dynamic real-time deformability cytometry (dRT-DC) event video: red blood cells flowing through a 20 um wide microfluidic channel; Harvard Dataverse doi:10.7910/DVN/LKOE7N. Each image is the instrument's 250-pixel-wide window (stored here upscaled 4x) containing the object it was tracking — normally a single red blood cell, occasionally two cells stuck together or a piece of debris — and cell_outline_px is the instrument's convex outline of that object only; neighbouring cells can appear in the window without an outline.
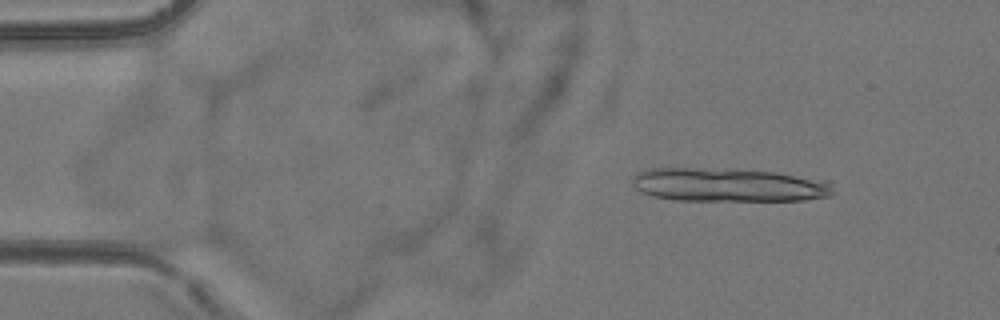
{"species": "common noctule bat (a hibernating species)", "species_latin": "Nyctalus noctula", "temperature_condition": "room temperature", "stored_images_in_passage": 4, "camera_frame_rate_fps": 3000, "um_per_image_px": 0.085, "animal": {"sex": "female", "body_mass_g": 24.6, "forearm_length_mm": 56.2}, "frame": {"image": 1, "passage_image": 2, "time_ms": 1.333, "image_size_px": [1000, 320], "cell_outline_px": [[832, 192], [828, 196], [804, 200], [672, 200], [652, 196], [636, 188], [632, 184], [632, 176], [636, 172], [648, 168], [700, 168], [776, 172], [828, 180], [832, 188]], "centroid_in_image_um": [61.87, 15.71], "position_along_channel_um": 23.1, "area_um2": 39.19}}